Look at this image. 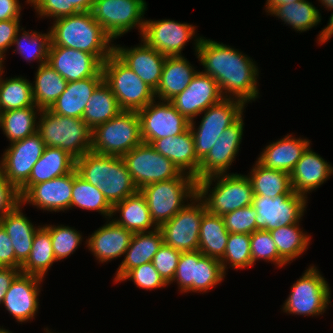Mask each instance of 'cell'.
<instances>
[{"label": "cell", "mask_w": 333, "mask_h": 333, "mask_svg": "<svg viewBox=\"0 0 333 333\" xmlns=\"http://www.w3.org/2000/svg\"><path fill=\"white\" fill-rule=\"evenodd\" d=\"M198 60L204 70L217 81L224 98H235L245 104L259 98V70L253 59L226 44L201 37Z\"/></svg>", "instance_id": "cell-1"}, {"label": "cell", "mask_w": 333, "mask_h": 333, "mask_svg": "<svg viewBox=\"0 0 333 333\" xmlns=\"http://www.w3.org/2000/svg\"><path fill=\"white\" fill-rule=\"evenodd\" d=\"M50 27V45L84 51L105 62L114 51V42L93 18L91 11L58 18Z\"/></svg>", "instance_id": "cell-2"}, {"label": "cell", "mask_w": 333, "mask_h": 333, "mask_svg": "<svg viewBox=\"0 0 333 333\" xmlns=\"http://www.w3.org/2000/svg\"><path fill=\"white\" fill-rule=\"evenodd\" d=\"M75 169L97 186L112 206L139 191L121 157L89 151L75 160Z\"/></svg>", "instance_id": "cell-3"}, {"label": "cell", "mask_w": 333, "mask_h": 333, "mask_svg": "<svg viewBox=\"0 0 333 333\" xmlns=\"http://www.w3.org/2000/svg\"><path fill=\"white\" fill-rule=\"evenodd\" d=\"M213 184L215 186L211 189ZM197 196L205 204L208 213L224 216L252 205L254 194L247 175L224 173L198 180Z\"/></svg>", "instance_id": "cell-4"}, {"label": "cell", "mask_w": 333, "mask_h": 333, "mask_svg": "<svg viewBox=\"0 0 333 333\" xmlns=\"http://www.w3.org/2000/svg\"><path fill=\"white\" fill-rule=\"evenodd\" d=\"M38 116L37 133L45 146L60 148L75 160L91 151V129L82 118L61 116L49 109Z\"/></svg>", "instance_id": "cell-5"}, {"label": "cell", "mask_w": 333, "mask_h": 333, "mask_svg": "<svg viewBox=\"0 0 333 333\" xmlns=\"http://www.w3.org/2000/svg\"><path fill=\"white\" fill-rule=\"evenodd\" d=\"M139 191L146 199L152 220L159 227L172 219L188 199L197 195V181L182 173L177 178L145 185Z\"/></svg>", "instance_id": "cell-6"}, {"label": "cell", "mask_w": 333, "mask_h": 333, "mask_svg": "<svg viewBox=\"0 0 333 333\" xmlns=\"http://www.w3.org/2000/svg\"><path fill=\"white\" fill-rule=\"evenodd\" d=\"M143 143L140 117L136 111H121L91 130V151L122 157Z\"/></svg>", "instance_id": "cell-7"}, {"label": "cell", "mask_w": 333, "mask_h": 333, "mask_svg": "<svg viewBox=\"0 0 333 333\" xmlns=\"http://www.w3.org/2000/svg\"><path fill=\"white\" fill-rule=\"evenodd\" d=\"M104 82L110 87L122 111L143 109L156 100L155 92L114 53L102 64Z\"/></svg>", "instance_id": "cell-8"}, {"label": "cell", "mask_w": 333, "mask_h": 333, "mask_svg": "<svg viewBox=\"0 0 333 333\" xmlns=\"http://www.w3.org/2000/svg\"><path fill=\"white\" fill-rule=\"evenodd\" d=\"M245 104L235 98H223L215 105L209 106L201 114L198 128L195 121H190L189 128L193 134L197 159L201 162L214 146L224 130L234 124L242 115Z\"/></svg>", "instance_id": "cell-9"}, {"label": "cell", "mask_w": 333, "mask_h": 333, "mask_svg": "<svg viewBox=\"0 0 333 333\" xmlns=\"http://www.w3.org/2000/svg\"><path fill=\"white\" fill-rule=\"evenodd\" d=\"M316 266H309L291 287L283 303V312L303 316H319L328 308L331 289Z\"/></svg>", "instance_id": "cell-10"}, {"label": "cell", "mask_w": 333, "mask_h": 333, "mask_svg": "<svg viewBox=\"0 0 333 333\" xmlns=\"http://www.w3.org/2000/svg\"><path fill=\"white\" fill-rule=\"evenodd\" d=\"M146 10L145 0H95L91 14L106 34L115 40L136 27L142 35Z\"/></svg>", "instance_id": "cell-11"}, {"label": "cell", "mask_w": 333, "mask_h": 333, "mask_svg": "<svg viewBox=\"0 0 333 333\" xmlns=\"http://www.w3.org/2000/svg\"><path fill=\"white\" fill-rule=\"evenodd\" d=\"M224 277L225 273L220 261L205 256L197 250L181 252L177 270L171 283L177 281L180 293H206L220 284Z\"/></svg>", "instance_id": "cell-12"}, {"label": "cell", "mask_w": 333, "mask_h": 333, "mask_svg": "<svg viewBox=\"0 0 333 333\" xmlns=\"http://www.w3.org/2000/svg\"><path fill=\"white\" fill-rule=\"evenodd\" d=\"M189 201L172 219L158 227L163 235V243L180 252L199 250L200 223L207 212L197 195Z\"/></svg>", "instance_id": "cell-13"}, {"label": "cell", "mask_w": 333, "mask_h": 333, "mask_svg": "<svg viewBox=\"0 0 333 333\" xmlns=\"http://www.w3.org/2000/svg\"><path fill=\"white\" fill-rule=\"evenodd\" d=\"M121 158L138 190L145 185L167 181L182 174L171 160L147 143L136 146Z\"/></svg>", "instance_id": "cell-14"}, {"label": "cell", "mask_w": 333, "mask_h": 333, "mask_svg": "<svg viewBox=\"0 0 333 333\" xmlns=\"http://www.w3.org/2000/svg\"><path fill=\"white\" fill-rule=\"evenodd\" d=\"M307 198L295 192L275 198L254 195L252 206L257 211L256 231H271L279 226L299 223L306 211Z\"/></svg>", "instance_id": "cell-15"}, {"label": "cell", "mask_w": 333, "mask_h": 333, "mask_svg": "<svg viewBox=\"0 0 333 333\" xmlns=\"http://www.w3.org/2000/svg\"><path fill=\"white\" fill-rule=\"evenodd\" d=\"M196 26L170 19L145 20L141 38L165 56H182L186 43L194 37L195 52L202 36L195 35ZM197 36V37H196Z\"/></svg>", "instance_id": "cell-16"}, {"label": "cell", "mask_w": 333, "mask_h": 333, "mask_svg": "<svg viewBox=\"0 0 333 333\" xmlns=\"http://www.w3.org/2000/svg\"><path fill=\"white\" fill-rule=\"evenodd\" d=\"M45 147V143L36 132L20 141L11 143L3 152L2 159H0V170L17 190L28 181L33 166L42 156Z\"/></svg>", "instance_id": "cell-17"}, {"label": "cell", "mask_w": 333, "mask_h": 333, "mask_svg": "<svg viewBox=\"0 0 333 333\" xmlns=\"http://www.w3.org/2000/svg\"><path fill=\"white\" fill-rule=\"evenodd\" d=\"M143 143L176 136L185 132L190 122L182 116L170 101H152L138 111Z\"/></svg>", "instance_id": "cell-18"}, {"label": "cell", "mask_w": 333, "mask_h": 333, "mask_svg": "<svg viewBox=\"0 0 333 333\" xmlns=\"http://www.w3.org/2000/svg\"><path fill=\"white\" fill-rule=\"evenodd\" d=\"M223 98L217 81L208 74L198 71L187 88L170 102L190 122Z\"/></svg>", "instance_id": "cell-19"}, {"label": "cell", "mask_w": 333, "mask_h": 333, "mask_svg": "<svg viewBox=\"0 0 333 333\" xmlns=\"http://www.w3.org/2000/svg\"><path fill=\"white\" fill-rule=\"evenodd\" d=\"M47 63L67 82L94 77L103 64L96 55L63 46H49Z\"/></svg>", "instance_id": "cell-20"}, {"label": "cell", "mask_w": 333, "mask_h": 333, "mask_svg": "<svg viewBox=\"0 0 333 333\" xmlns=\"http://www.w3.org/2000/svg\"><path fill=\"white\" fill-rule=\"evenodd\" d=\"M243 115L218 137L207 156L200 162L199 180L208 176L227 173L235 161L242 142Z\"/></svg>", "instance_id": "cell-21"}, {"label": "cell", "mask_w": 333, "mask_h": 333, "mask_svg": "<svg viewBox=\"0 0 333 333\" xmlns=\"http://www.w3.org/2000/svg\"><path fill=\"white\" fill-rule=\"evenodd\" d=\"M44 279L35 275L19 273L10 285L3 303L16 322H28L39 308L40 284Z\"/></svg>", "instance_id": "cell-22"}, {"label": "cell", "mask_w": 333, "mask_h": 333, "mask_svg": "<svg viewBox=\"0 0 333 333\" xmlns=\"http://www.w3.org/2000/svg\"><path fill=\"white\" fill-rule=\"evenodd\" d=\"M113 53L150 88L154 91L157 89L167 56L149 46L142 38L135 47L114 45Z\"/></svg>", "instance_id": "cell-23"}, {"label": "cell", "mask_w": 333, "mask_h": 333, "mask_svg": "<svg viewBox=\"0 0 333 333\" xmlns=\"http://www.w3.org/2000/svg\"><path fill=\"white\" fill-rule=\"evenodd\" d=\"M73 188V171L49 181L32 185L22 196L21 204H32L50 212L69 210Z\"/></svg>", "instance_id": "cell-24"}, {"label": "cell", "mask_w": 333, "mask_h": 333, "mask_svg": "<svg viewBox=\"0 0 333 333\" xmlns=\"http://www.w3.org/2000/svg\"><path fill=\"white\" fill-rule=\"evenodd\" d=\"M107 221L86 240L87 248L99 263L112 261L124 255L134 234L113 220Z\"/></svg>", "instance_id": "cell-25"}, {"label": "cell", "mask_w": 333, "mask_h": 333, "mask_svg": "<svg viewBox=\"0 0 333 333\" xmlns=\"http://www.w3.org/2000/svg\"><path fill=\"white\" fill-rule=\"evenodd\" d=\"M158 153L171 160L177 168L199 180L200 161L197 159L193 134L188 128L185 132L154 140L150 144Z\"/></svg>", "instance_id": "cell-26"}, {"label": "cell", "mask_w": 333, "mask_h": 333, "mask_svg": "<svg viewBox=\"0 0 333 333\" xmlns=\"http://www.w3.org/2000/svg\"><path fill=\"white\" fill-rule=\"evenodd\" d=\"M333 174V167L309 146L290 173L292 189L307 197Z\"/></svg>", "instance_id": "cell-27"}, {"label": "cell", "mask_w": 333, "mask_h": 333, "mask_svg": "<svg viewBox=\"0 0 333 333\" xmlns=\"http://www.w3.org/2000/svg\"><path fill=\"white\" fill-rule=\"evenodd\" d=\"M311 141L293 137L292 134L270 142L265 146L257 161L266 168L291 173Z\"/></svg>", "instance_id": "cell-28"}, {"label": "cell", "mask_w": 333, "mask_h": 333, "mask_svg": "<svg viewBox=\"0 0 333 333\" xmlns=\"http://www.w3.org/2000/svg\"><path fill=\"white\" fill-rule=\"evenodd\" d=\"M104 81L103 71L96 76L68 82L64 92L49 109L54 114L72 118H82L86 104L92 93Z\"/></svg>", "instance_id": "cell-29"}, {"label": "cell", "mask_w": 333, "mask_h": 333, "mask_svg": "<svg viewBox=\"0 0 333 333\" xmlns=\"http://www.w3.org/2000/svg\"><path fill=\"white\" fill-rule=\"evenodd\" d=\"M163 244V235L159 228L149 232L134 233L119 265L114 282L120 280L135 267L152 262L155 253Z\"/></svg>", "instance_id": "cell-30"}, {"label": "cell", "mask_w": 333, "mask_h": 333, "mask_svg": "<svg viewBox=\"0 0 333 333\" xmlns=\"http://www.w3.org/2000/svg\"><path fill=\"white\" fill-rule=\"evenodd\" d=\"M198 71L184 56H167L163 64L155 98L170 101L183 92Z\"/></svg>", "instance_id": "cell-31"}, {"label": "cell", "mask_w": 333, "mask_h": 333, "mask_svg": "<svg viewBox=\"0 0 333 333\" xmlns=\"http://www.w3.org/2000/svg\"><path fill=\"white\" fill-rule=\"evenodd\" d=\"M75 169V159L64 150L46 146L33 166L28 181L18 190L20 197L32 186L69 174Z\"/></svg>", "instance_id": "cell-32"}, {"label": "cell", "mask_w": 333, "mask_h": 333, "mask_svg": "<svg viewBox=\"0 0 333 333\" xmlns=\"http://www.w3.org/2000/svg\"><path fill=\"white\" fill-rule=\"evenodd\" d=\"M116 213H120V217L113 219ZM111 219L133 233L149 232L158 228L140 191L113 205Z\"/></svg>", "instance_id": "cell-33"}, {"label": "cell", "mask_w": 333, "mask_h": 333, "mask_svg": "<svg viewBox=\"0 0 333 333\" xmlns=\"http://www.w3.org/2000/svg\"><path fill=\"white\" fill-rule=\"evenodd\" d=\"M21 206L23 205L19 203L4 218H1L0 225L11 239L16 259L23 264L29 257L35 232L41 226H34L23 214Z\"/></svg>", "instance_id": "cell-34"}, {"label": "cell", "mask_w": 333, "mask_h": 333, "mask_svg": "<svg viewBox=\"0 0 333 333\" xmlns=\"http://www.w3.org/2000/svg\"><path fill=\"white\" fill-rule=\"evenodd\" d=\"M254 165L251 172L247 175L251 182L254 195L275 198L294 192L289 173L266 168L258 161H256Z\"/></svg>", "instance_id": "cell-35"}, {"label": "cell", "mask_w": 333, "mask_h": 333, "mask_svg": "<svg viewBox=\"0 0 333 333\" xmlns=\"http://www.w3.org/2000/svg\"><path fill=\"white\" fill-rule=\"evenodd\" d=\"M32 83L35 105L40 109H50L64 92L68 82L48 63L38 66Z\"/></svg>", "instance_id": "cell-36"}, {"label": "cell", "mask_w": 333, "mask_h": 333, "mask_svg": "<svg viewBox=\"0 0 333 333\" xmlns=\"http://www.w3.org/2000/svg\"><path fill=\"white\" fill-rule=\"evenodd\" d=\"M229 232L222 216L206 212L200 223L199 251L220 260L225 253Z\"/></svg>", "instance_id": "cell-37"}, {"label": "cell", "mask_w": 333, "mask_h": 333, "mask_svg": "<svg viewBox=\"0 0 333 333\" xmlns=\"http://www.w3.org/2000/svg\"><path fill=\"white\" fill-rule=\"evenodd\" d=\"M122 110L110 87L103 81L92 93L82 119L92 130L97 125L116 117Z\"/></svg>", "instance_id": "cell-38"}, {"label": "cell", "mask_w": 333, "mask_h": 333, "mask_svg": "<svg viewBox=\"0 0 333 333\" xmlns=\"http://www.w3.org/2000/svg\"><path fill=\"white\" fill-rule=\"evenodd\" d=\"M40 111L36 105H33L0 113V128L10 144L37 132V115Z\"/></svg>", "instance_id": "cell-39"}, {"label": "cell", "mask_w": 333, "mask_h": 333, "mask_svg": "<svg viewBox=\"0 0 333 333\" xmlns=\"http://www.w3.org/2000/svg\"><path fill=\"white\" fill-rule=\"evenodd\" d=\"M270 14L301 33L317 26L322 20L320 11L307 0L278 5L268 15Z\"/></svg>", "instance_id": "cell-40"}, {"label": "cell", "mask_w": 333, "mask_h": 333, "mask_svg": "<svg viewBox=\"0 0 333 333\" xmlns=\"http://www.w3.org/2000/svg\"><path fill=\"white\" fill-rule=\"evenodd\" d=\"M54 262L57 260L53 253L50 232L41 225L35 232L29 257L21 265L20 271L44 279Z\"/></svg>", "instance_id": "cell-41"}, {"label": "cell", "mask_w": 333, "mask_h": 333, "mask_svg": "<svg viewBox=\"0 0 333 333\" xmlns=\"http://www.w3.org/2000/svg\"><path fill=\"white\" fill-rule=\"evenodd\" d=\"M276 244L279 256L287 263L299 258L308 249L311 236L300 229V224H291L269 231Z\"/></svg>", "instance_id": "cell-42"}, {"label": "cell", "mask_w": 333, "mask_h": 333, "mask_svg": "<svg viewBox=\"0 0 333 333\" xmlns=\"http://www.w3.org/2000/svg\"><path fill=\"white\" fill-rule=\"evenodd\" d=\"M84 210L96 211L105 218L110 219L112 214V205L107 201L103 193L97 186H94L77 174L73 170V188L71 206Z\"/></svg>", "instance_id": "cell-43"}, {"label": "cell", "mask_w": 333, "mask_h": 333, "mask_svg": "<svg viewBox=\"0 0 333 333\" xmlns=\"http://www.w3.org/2000/svg\"><path fill=\"white\" fill-rule=\"evenodd\" d=\"M3 73H0V113L35 105L32 83L22 76L4 80Z\"/></svg>", "instance_id": "cell-44"}, {"label": "cell", "mask_w": 333, "mask_h": 333, "mask_svg": "<svg viewBox=\"0 0 333 333\" xmlns=\"http://www.w3.org/2000/svg\"><path fill=\"white\" fill-rule=\"evenodd\" d=\"M23 30V31H22ZM23 32L20 36L19 33ZM50 30L47 33H40L35 31L29 32L21 28L15 39L13 40V45H16V50L18 54L23 56V58L30 62L37 60L38 66L48 62V49L50 45Z\"/></svg>", "instance_id": "cell-45"}, {"label": "cell", "mask_w": 333, "mask_h": 333, "mask_svg": "<svg viewBox=\"0 0 333 333\" xmlns=\"http://www.w3.org/2000/svg\"><path fill=\"white\" fill-rule=\"evenodd\" d=\"M219 261L225 274L227 264L236 270L252 267L250 234L229 233L224 256Z\"/></svg>", "instance_id": "cell-46"}, {"label": "cell", "mask_w": 333, "mask_h": 333, "mask_svg": "<svg viewBox=\"0 0 333 333\" xmlns=\"http://www.w3.org/2000/svg\"><path fill=\"white\" fill-rule=\"evenodd\" d=\"M43 226L50 232L52 249L57 261L73 254L82 242L81 233L72 227L50 224Z\"/></svg>", "instance_id": "cell-47"}, {"label": "cell", "mask_w": 333, "mask_h": 333, "mask_svg": "<svg viewBox=\"0 0 333 333\" xmlns=\"http://www.w3.org/2000/svg\"><path fill=\"white\" fill-rule=\"evenodd\" d=\"M250 248L253 265L259 259L271 262L278 268L287 265L279 256L276 244L267 230H257L250 234Z\"/></svg>", "instance_id": "cell-48"}, {"label": "cell", "mask_w": 333, "mask_h": 333, "mask_svg": "<svg viewBox=\"0 0 333 333\" xmlns=\"http://www.w3.org/2000/svg\"><path fill=\"white\" fill-rule=\"evenodd\" d=\"M256 209L250 205L222 216L229 233L252 234L256 231Z\"/></svg>", "instance_id": "cell-49"}, {"label": "cell", "mask_w": 333, "mask_h": 333, "mask_svg": "<svg viewBox=\"0 0 333 333\" xmlns=\"http://www.w3.org/2000/svg\"><path fill=\"white\" fill-rule=\"evenodd\" d=\"M126 280H132L137 287L147 291L169 286L155 269L152 262L131 269L120 282Z\"/></svg>", "instance_id": "cell-50"}, {"label": "cell", "mask_w": 333, "mask_h": 333, "mask_svg": "<svg viewBox=\"0 0 333 333\" xmlns=\"http://www.w3.org/2000/svg\"><path fill=\"white\" fill-rule=\"evenodd\" d=\"M180 255V251L163 243L153 257V266L168 285L175 276Z\"/></svg>", "instance_id": "cell-51"}, {"label": "cell", "mask_w": 333, "mask_h": 333, "mask_svg": "<svg viewBox=\"0 0 333 333\" xmlns=\"http://www.w3.org/2000/svg\"><path fill=\"white\" fill-rule=\"evenodd\" d=\"M19 203H21V197L18 190L9 183L0 170V219L4 218Z\"/></svg>", "instance_id": "cell-52"}, {"label": "cell", "mask_w": 333, "mask_h": 333, "mask_svg": "<svg viewBox=\"0 0 333 333\" xmlns=\"http://www.w3.org/2000/svg\"><path fill=\"white\" fill-rule=\"evenodd\" d=\"M33 6L40 18L49 17L53 20L66 17V0H26Z\"/></svg>", "instance_id": "cell-53"}, {"label": "cell", "mask_w": 333, "mask_h": 333, "mask_svg": "<svg viewBox=\"0 0 333 333\" xmlns=\"http://www.w3.org/2000/svg\"><path fill=\"white\" fill-rule=\"evenodd\" d=\"M20 19L0 21V60L4 62L5 52L13 46V40L20 30Z\"/></svg>", "instance_id": "cell-54"}, {"label": "cell", "mask_w": 333, "mask_h": 333, "mask_svg": "<svg viewBox=\"0 0 333 333\" xmlns=\"http://www.w3.org/2000/svg\"><path fill=\"white\" fill-rule=\"evenodd\" d=\"M21 265L15 257L10 237L0 225V267H15L20 269Z\"/></svg>", "instance_id": "cell-55"}, {"label": "cell", "mask_w": 333, "mask_h": 333, "mask_svg": "<svg viewBox=\"0 0 333 333\" xmlns=\"http://www.w3.org/2000/svg\"><path fill=\"white\" fill-rule=\"evenodd\" d=\"M21 9L19 0H0V21L20 19Z\"/></svg>", "instance_id": "cell-56"}, {"label": "cell", "mask_w": 333, "mask_h": 333, "mask_svg": "<svg viewBox=\"0 0 333 333\" xmlns=\"http://www.w3.org/2000/svg\"><path fill=\"white\" fill-rule=\"evenodd\" d=\"M20 272V269L15 267H0V304L3 303L7 290Z\"/></svg>", "instance_id": "cell-57"}, {"label": "cell", "mask_w": 333, "mask_h": 333, "mask_svg": "<svg viewBox=\"0 0 333 333\" xmlns=\"http://www.w3.org/2000/svg\"><path fill=\"white\" fill-rule=\"evenodd\" d=\"M95 0H66V16L91 11Z\"/></svg>", "instance_id": "cell-58"}, {"label": "cell", "mask_w": 333, "mask_h": 333, "mask_svg": "<svg viewBox=\"0 0 333 333\" xmlns=\"http://www.w3.org/2000/svg\"><path fill=\"white\" fill-rule=\"evenodd\" d=\"M333 35V12L329 18V22L328 25L322 29V31H320L319 35H318V44H323L325 42H327Z\"/></svg>", "instance_id": "cell-59"}, {"label": "cell", "mask_w": 333, "mask_h": 333, "mask_svg": "<svg viewBox=\"0 0 333 333\" xmlns=\"http://www.w3.org/2000/svg\"><path fill=\"white\" fill-rule=\"evenodd\" d=\"M301 0H267L265 3V11L269 13L274 7L282 4H290Z\"/></svg>", "instance_id": "cell-60"}, {"label": "cell", "mask_w": 333, "mask_h": 333, "mask_svg": "<svg viewBox=\"0 0 333 333\" xmlns=\"http://www.w3.org/2000/svg\"><path fill=\"white\" fill-rule=\"evenodd\" d=\"M319 2H321L323 6H326L324 7L326 10H333V0H319Z\"/></svg>", "instance_id": "cell-61"}, {"label": "cell", "mask_w": 333, "mask_h": 333, "mask_svg": "<svg viewBox=\"0 0 333 333\" xmlns=\"http://www.w3.org/2000/svg\"><path fill=\"white\" fill-rule=\"evenodd\" d=\"M0 333H12V332L4 329L2 326V328H0Z\"/></svg>", "instance_id": "cell-62"}, {"label": "cell", "mask_w": 333, "mask_h": 333, "mask_svg": "<svg viewBox=\"0 0 333 333\" xmlns=\"http://www.w3.org/2000/svg\"><path fill=\"white\" fill-rule=\"evenodd\" d=\"M4 70V65L3 63H0V73Z\"/></svg>", "instance_id": "cell-63"}, {"label": "cell", "mask_w": 333, "mask_h": 333, "mask_svg": "<svg viewBox=\"0 0 333 333\" xmlns=\"http://www.w3.org/2000/svg\"><path fill=\"white\" fill-rule=\"evenodd\" d=\"M45 332H47V333H54V332H51L50 330H48V328L45 330Z\"/></svg>", "instance_id": "cell-64"}]
</instances>
